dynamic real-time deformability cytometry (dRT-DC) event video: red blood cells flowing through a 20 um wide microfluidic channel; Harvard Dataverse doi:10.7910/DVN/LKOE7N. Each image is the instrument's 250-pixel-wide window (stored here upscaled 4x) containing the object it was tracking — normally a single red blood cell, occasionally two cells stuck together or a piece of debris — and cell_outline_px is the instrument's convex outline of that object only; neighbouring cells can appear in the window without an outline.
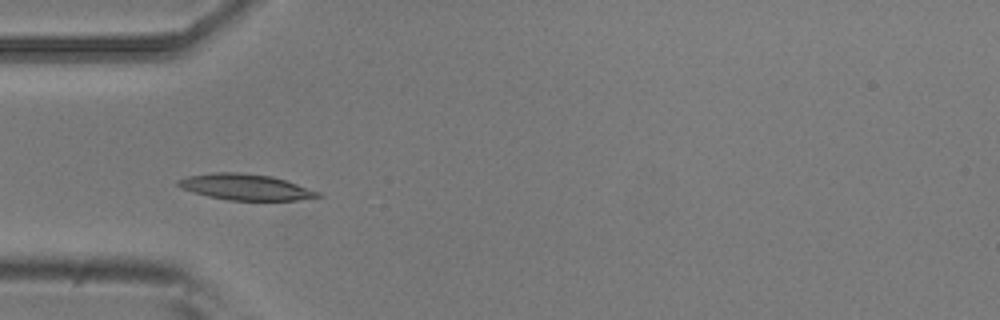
{"species": "common noctule bat (a hibernating species)", "species_latin": "Nyctalus noctula", "temperature_condition": "room temperature", "stored_images_in_passage": 8, "camera_frame_rate_fps": 3000, "um_per_image_px": 0.085, "animal": {"sex": "male", "body_mass_g": 20.5, "forearm_length_mm": 52.5}, "frame": {"image": 1, "passage_image": 4, "time_ms": 1.0, "image_size_px": [1000, 320], "cell_outline_px": [[324, 196], [296, 200], [228, 200], [208, 196], [192, 192], [176, 184], [176, 180], [188, 176], [212, 172], [240, 172], [272, 176], [320, 192]], "centroid_in_image_um": [20.85, 15.89], "position_along_channel_um": 64.1, "area_um2": 21.04}}
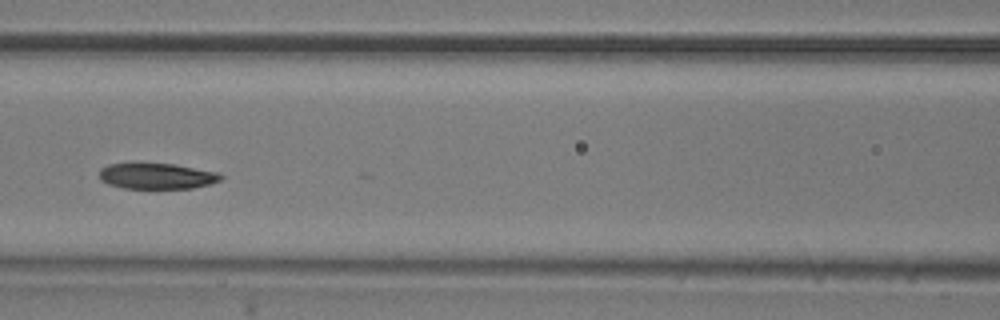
{"frame": {"image": 2, "passage_image": 6, "time_ms": 1.667, "image_size_px": [1000, 320], "cell_outline_px": [[224, 176], [220, 180], [208, 184], [192, 188], [124, 188], [108, 184], [100, 180], [100, 168], [108, 164], [176, 164], [220, 172]], "centroid_in_image_um": [13.36, 14.96], "position_along_channel_um": 153.2, "area_um2": 18.21}}
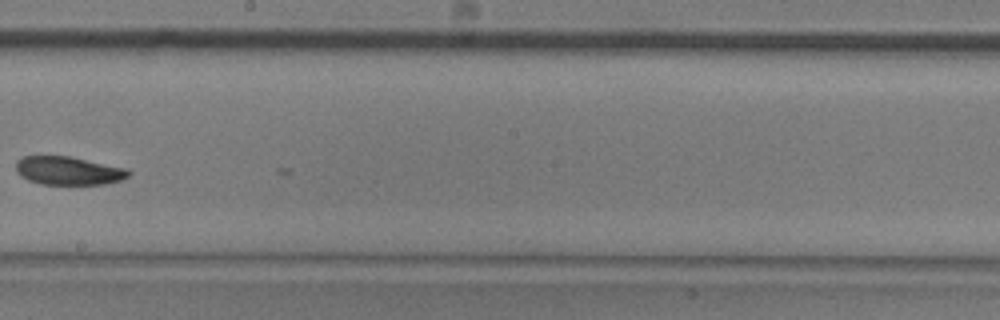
{"frame": {"image": 3, "passage_image": 8, "time_ms": 2.333, "image_size_px": [1000, 320], "cell_outline_px": [[132, 172], [128, 176], [120, 180], [104, 184], [40, 184], [28, 180], [20, 176], [16, 172], [16, 160], [24, 156], [72, 156], [128, 168]], "centroid_in_image_um": [5.82, 14.5], "position_along_channel_um": 242.4, "area_um2": 18.84}}